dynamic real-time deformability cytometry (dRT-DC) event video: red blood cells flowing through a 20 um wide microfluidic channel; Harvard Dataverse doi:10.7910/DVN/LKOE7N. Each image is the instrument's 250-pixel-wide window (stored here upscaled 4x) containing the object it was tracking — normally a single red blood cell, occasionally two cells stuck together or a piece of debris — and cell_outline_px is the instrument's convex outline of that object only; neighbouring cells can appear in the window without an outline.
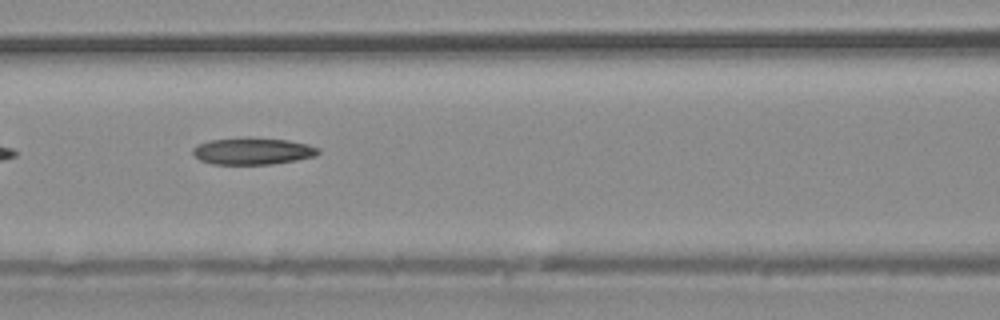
{"species": "common noctule bat (a hibernating species)", "species_latin": "Nyctalus noctula", "temperature_condition": "warm", "stored_images_in_passage": 26, "camera_frame_rate_fps": 3000, "um_per_image_px": 0.085, "animal": {"sex": "male", "body_mass_g": 20.4}, "frame": {"image": 1, "passage_image": 5, "time_ms": 1.333, "image_size_px": [1000, 320], "cell_outline_px": [[320, 152], [316, 156], [296, 160], [272, 164], [212, 164], [200, 160], [192, 152], [192, 148], [196, 144], [212, 140], [248, 136], [288, 140], [308, 144], [320, 148]], "centroid_in_image_um": [21.49, 12.83], "position_along_channel_um": 145.1, "area_um2": 19.94}}
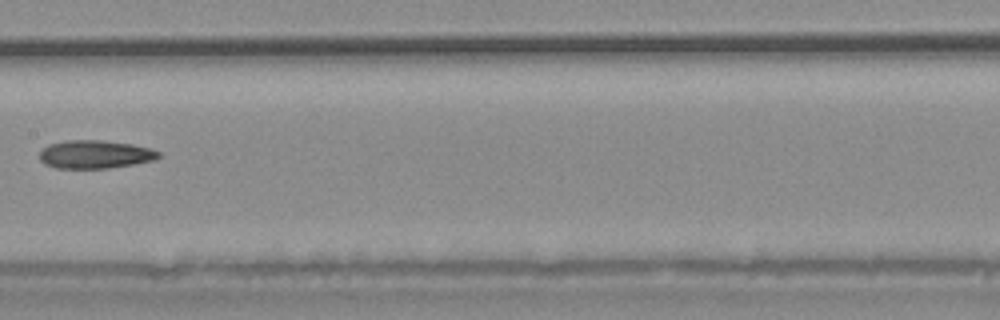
{"frame": {"image": 2, "passage_image": 8, "time_ms": 2.333, "image_size_px": [1000, 320], "cell_outline_px": [[160, 156], [156, 160], [108, 168], [56, 168], [44, 164], [40, 160], [40, 152], [48, 144], [68, 140], [100, 140], [132, 144], [152, 148], [160, 152]], "centroid_in_image_um": [8.09, 13.12], "position_along_channel_um": 199.3, "area_um2": 19.59}}